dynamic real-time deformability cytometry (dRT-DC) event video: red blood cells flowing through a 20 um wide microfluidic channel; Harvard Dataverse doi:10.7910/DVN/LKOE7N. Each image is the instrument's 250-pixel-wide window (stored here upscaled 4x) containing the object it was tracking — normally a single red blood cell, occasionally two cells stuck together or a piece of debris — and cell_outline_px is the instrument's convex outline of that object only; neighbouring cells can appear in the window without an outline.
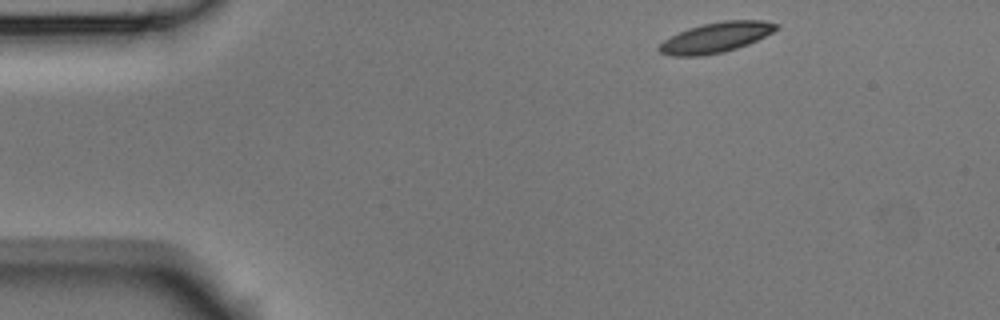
{"species": "Egyptian fruit bat (a non-hibernating species)", "species_latin": "Rousettus aegyptiacus", "temperature_condition": "room temperature", "stored_images_in_passage": 6, "segment_of_instrument_passage": [2, 2], "camera_frame_rate_fps": 3000, "um_per_image_px": 0.085, "animal": {"sex": "male"}, "frame": {"image": 1, "passage_image": 6, "time_ms": 1.667, "image_size_px": [1000, 320], "cell_outline_px": [[780, 28], [748, 44], [724, 52], [700, 56], [668, 56], [660, 52], [656, 48], [664, 40], [688, 28], [704, 24], [724, 20], [764, 20], [780, 24]], "centroid_in_image_um": [60.86, 3.18], "position_along_channel_um": 24.1, "area_um2": 20.58}}